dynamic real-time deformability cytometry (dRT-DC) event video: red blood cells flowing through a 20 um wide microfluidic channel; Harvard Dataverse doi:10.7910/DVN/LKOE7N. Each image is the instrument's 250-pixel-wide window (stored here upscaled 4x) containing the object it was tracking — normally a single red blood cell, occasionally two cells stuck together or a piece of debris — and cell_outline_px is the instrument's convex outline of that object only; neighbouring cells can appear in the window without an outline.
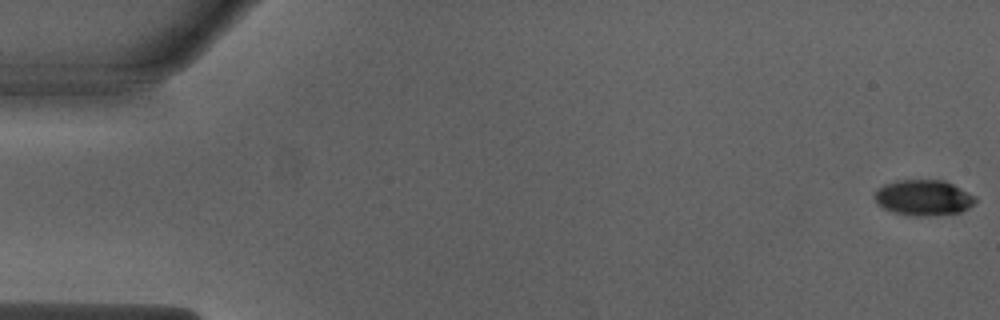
{"species": "Egyptian fruit bat (a non-hibernating species)", "species_latin": "Rousettus aegyptiacus", "temperature_condition": "warm", "stored_images_in_passage": 52, "camera_frame_rate_fps": 3000, "um_per_image_px": 0.085, "animal": {"sex": "male"}, "frame": {"image": 1, "passage_image": 1, "time_ms": 0.0, "image_size_px": [1000, 320], "cell_outline_px": [[976, 200], [968, 208], [960, 212], [936, 216], [912, 216], [896, 212], [884, 208], [876, 204], [876, 188], [884, 184], [896, 180], [944, 180], [976, 196]], "centroid_in_image_um": [78.49, 16.8], "position_along_channel_um": 6.5, "area_um2": 20.92}}
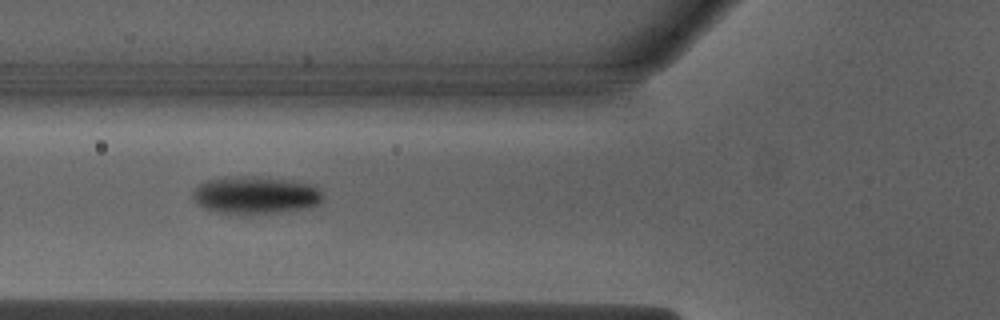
{"frame": {"image": 2, "passage_image": 20, "time_ms": 6.333, "image_size_px": [1000, 320], "cell_outline_px": [[320, 200], [316, 204], [308, 208], [252, 216], [216, 212], [200, 204], [192, 196], [192, 192], [204, 180], [220, 176], [256, 176], [312, 184], [320, 192]], "centroid_in_image_um": [21.65, 16.59], "position_along_channel_um": 104.1, "area_um2": 28.61}}
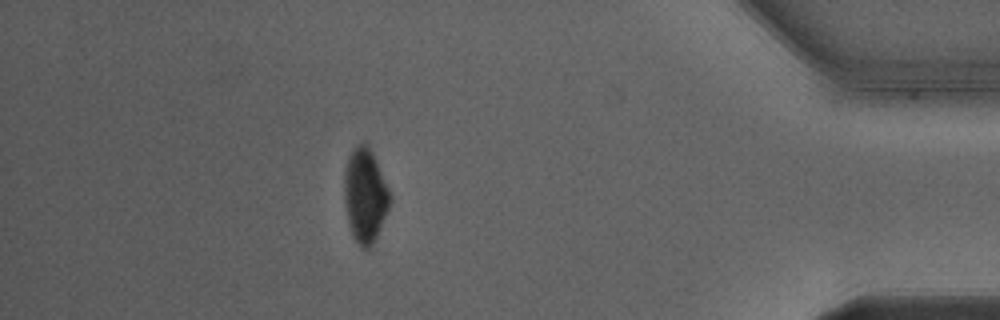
{"frame": {"image": 3, "passage_image": 46, "time_ms": 15.0, "image_size_px": [1000, 320], "cell_outline_px": [[388, 208], [376, 236], [372, 244], [368, 248], [364, 248], [352, 236], [348, 224], [344, 200], [344, 176], [348, 156], [352, 148], [356, 144], [364, 140], [368, 144], [376, 160], [388, 188]], "centroid_in_image_um": [30.98, 16.54], "position_along_channel_um": 404.2, "area_um2": 24.62}, "authors_computed_cell_mechanics": {"area_um2": 25.432, "velocity_mm_per_s": 4.0103, "shape_relaxation_time_tau1_ms": 4.8885, "shape_relaxation_time_tau2_ms": null, "deformation_change_tau1": 0.2113, "deformation_change_tau2": null}}